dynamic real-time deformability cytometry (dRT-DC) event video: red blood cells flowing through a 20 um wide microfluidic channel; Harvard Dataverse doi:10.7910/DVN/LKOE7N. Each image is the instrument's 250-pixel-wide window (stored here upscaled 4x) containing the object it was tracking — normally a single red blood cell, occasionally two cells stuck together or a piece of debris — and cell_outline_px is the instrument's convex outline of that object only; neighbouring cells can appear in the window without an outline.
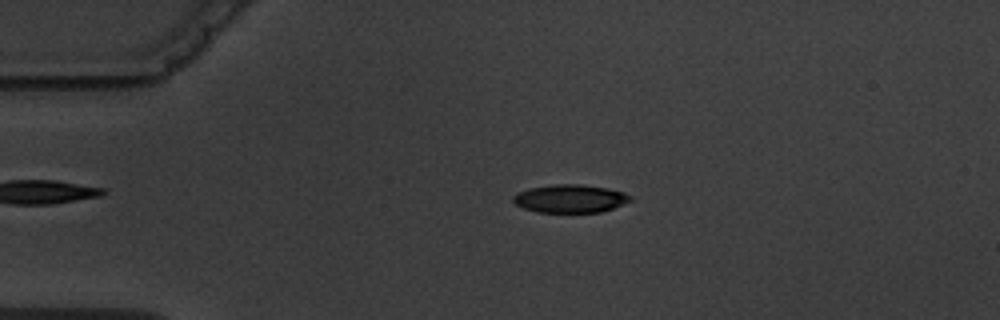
{"species": "common noctule bat (a hibernating species)", "species_latin": "Nyctalus noctula", "temperature_condition": "warm", "stored_images_in_passage": 4, "camera_frame_rate_fps": 3000, "um_per_image_px": 0.085, "animal": {"sex": "male", "body_mass_g": 19.5, "forearm_length_mm": 54.6}, "frame": {"image": 1, "passage_image": 3, "time_ms": 2.0, "image_size_px": [1000, 320], "cell_outline_px": [[632, 200], [612, 208], [600, 212], [536, 212], [524, 208], [516, 204], [512, 200], [512, 196], [516, 192], [528, 188], [556, 184], [580, 184], [608, 188], [624, 192], [632, 196]], "centroid_in_image_um": [48.44, 16.87], "position_along_channel_um": 36.6, "area_um2": 19.25}}